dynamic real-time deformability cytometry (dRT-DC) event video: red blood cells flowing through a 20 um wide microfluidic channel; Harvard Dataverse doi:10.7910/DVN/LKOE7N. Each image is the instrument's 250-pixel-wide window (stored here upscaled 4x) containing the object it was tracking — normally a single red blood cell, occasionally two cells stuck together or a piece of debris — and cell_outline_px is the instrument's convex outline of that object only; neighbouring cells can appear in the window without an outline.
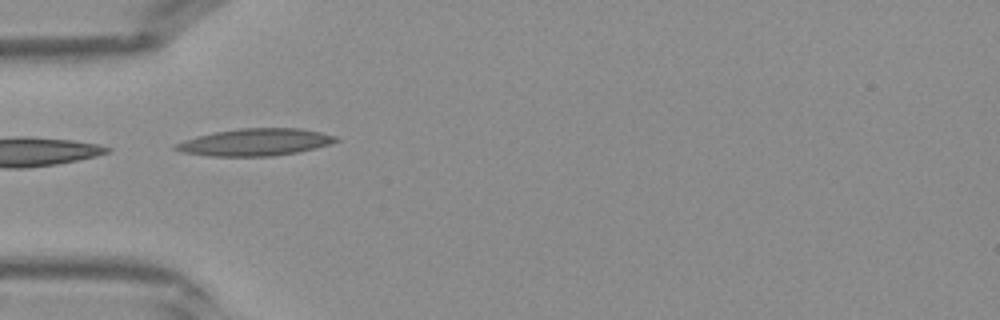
{"species": "Egyptian fruit bat (a non-hibernating species)", "species_latin": "Rousettus aegyptiacus", "temperature_condition": "warm", "stored_images_in_passage": 27, "camera_frame_rate_fps": 3000, "um_per_image_px": 0.085, "frame": {"image": 1, "passage_image": 1, "time_ms": 0.0, "image_size_px": [1000, 320], "cell_outline_px": [[340, 140], [332, 144], [316, 148], [296, 152], [272, 156], [208, 156], [184, 152], [172, 148], [172, 144], [196, 136], [216, 132], [240, 128], [300, 128], [320, 132], [336, 136]], "centroid_in_image_um": [21.7, 12.08], "position_along_channel_um": 63.3, "area_um2": 25.37}}
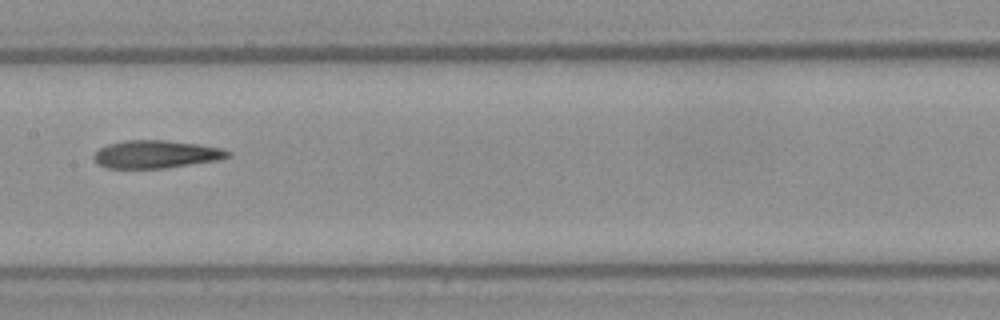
{"frame": {"image": 2, "passage_image": 9, "time_ms": 2.667, "image_size_px": [1000, 320], "cell_outline_px": [[232, 156], [220, 160], [168, 168], [104, 168], [96, 164], [92, 160], [92, 156], [100, 148], [108, 144], [124, 140], [168, 140], [224, 148], [232, 152]], "centroid_in_image_um": [13.28, 13.12], "position_along_channel_um": 194.1, "area_um2": 22.2}}
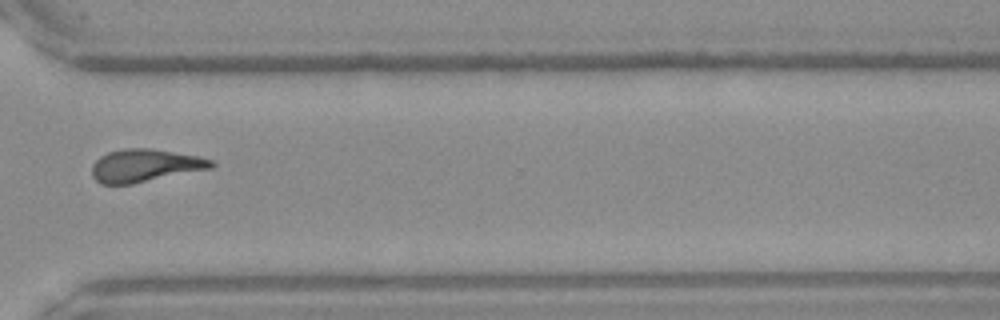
{"frame": {"image": 3, "passage_image": 19, "time_ms": 6.0, "image_size_px": [1000, 320], "cell_outline_px": [[216, 164], [212, 168], [132, 184], [100, 184], [92, 176], [92, 164], [100, 156], [108, 152], [124, 148], [148, 148], [200, 156], [212, 160]], "centroid_in_image_um": [12.32, 14.07], "position_along_channel_um": 358.3, "area_um2": 22.83}}